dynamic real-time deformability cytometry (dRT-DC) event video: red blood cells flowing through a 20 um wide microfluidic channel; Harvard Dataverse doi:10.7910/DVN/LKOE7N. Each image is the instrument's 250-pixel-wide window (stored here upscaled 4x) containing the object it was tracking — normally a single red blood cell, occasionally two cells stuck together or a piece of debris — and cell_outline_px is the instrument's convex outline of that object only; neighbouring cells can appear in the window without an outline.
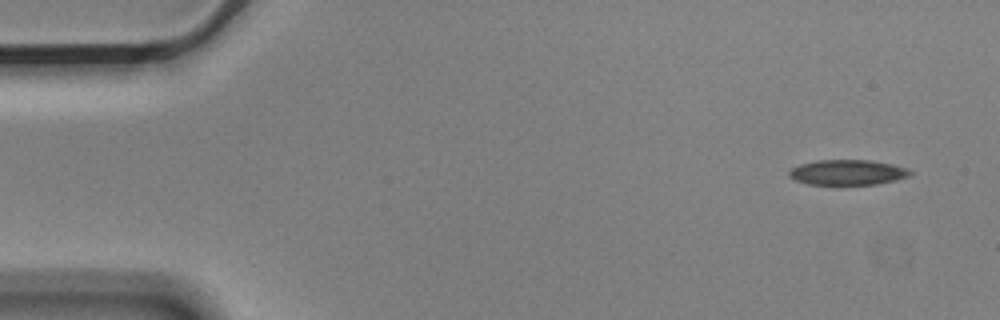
{"species": "Egyptian fruit bat (a non-hibernating species)", "species_latin": "Rousettus aegyptiacus", "temperature_condition": "cold", "stored_images_in_passage": 6, "camera_frame_rate_fps": 3000, "um_per_image_px": 0.085, "animal": {"sex": "male"}, "frame": {"image": 1, "passage_image": 1, "time_ms": 0.0, "image_size_px": [1000, 320], "cell_outline_px": [[912, 176], [896, 180], [876, 184], [808, 184], [796, 180], [788, 176], [788, 172], [792, 168], [800, 164], [816, 160], [868, 160], [892, 164], [908, 168], [912, 172]], "centroid_in_image_um": [72.07, 14.65], "position_along_channel_um": 12.9, "area_um2": 17.8}}
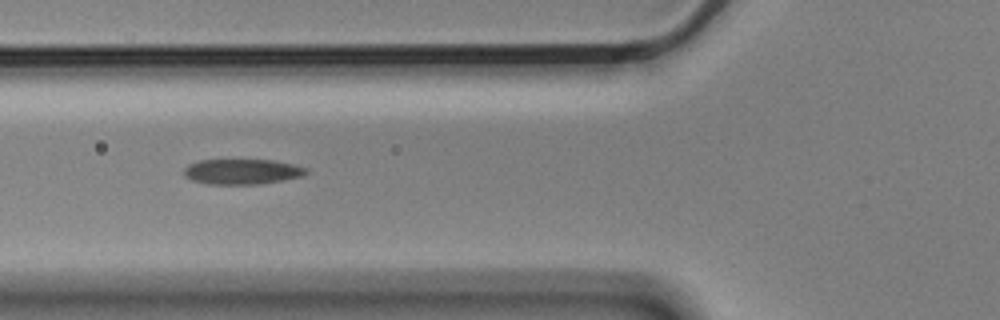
{"frame": {"image": 2, "passage_image": 5, "time_ms": 1.333, "image_size_px": [1000, 320], "cell_outline_px": [[308, 172], [304, 176], [284, 180], [260, 184], [208, 184], [192, 180], [184, 176], [184, 168], [188, 164], [200, 160], [272, 160], [292, 164], [308, 168]], "centroid_in_image_um": [20.59, 14.59], "position_along_channel_um": 105.2, "area_um2": 18.09}}
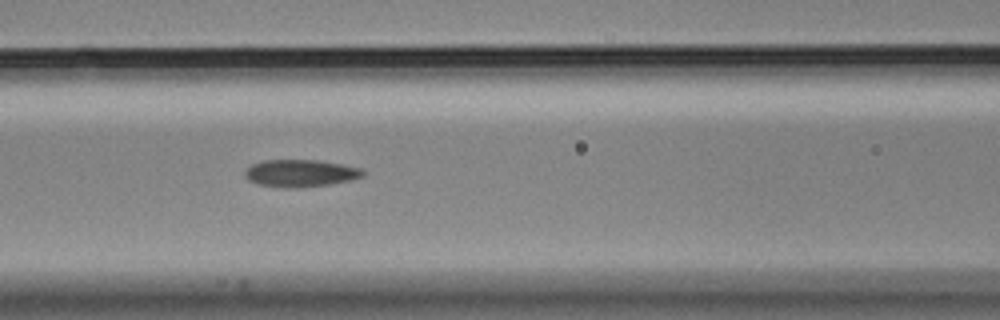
{"frame": {"image": 3, "passage_image": 6, "time_ms": 1.667, "image_size_px": [1000, 320], "cell_outline_px": [[364, 176], [352, 180], [328, 184], [292, 188], [284, 188], [260, 184], [248, 180], [244, 176], [244, 172], [252, 164], [264, 160], [316, 160], [340, 164], [360, 168], [364, 172]], "centroid_in_image_um": [25.52, 14.72], "position_along_channel_um": 141.1, "area_um2": 18.55}}